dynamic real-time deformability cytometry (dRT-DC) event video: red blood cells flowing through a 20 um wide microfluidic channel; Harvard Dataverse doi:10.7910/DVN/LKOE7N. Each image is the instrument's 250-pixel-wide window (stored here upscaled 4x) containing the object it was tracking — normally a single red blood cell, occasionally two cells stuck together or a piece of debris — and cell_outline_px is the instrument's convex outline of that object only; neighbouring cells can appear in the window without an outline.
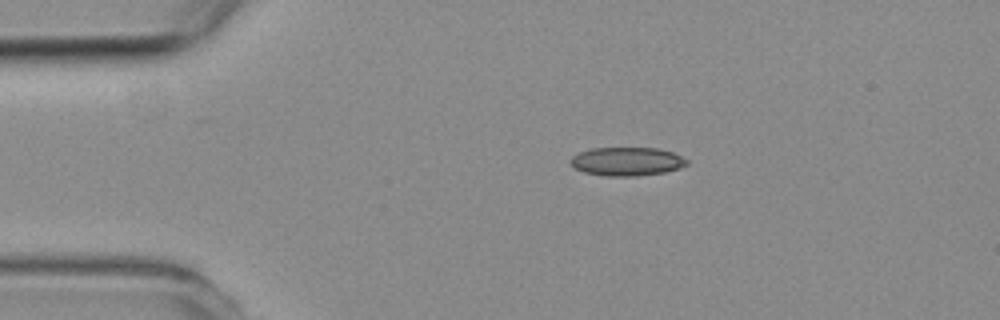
{"species": "common noctule bat (a hibernating species)", "species_latin": "Nyctalus noctula", "temperature_condition": "room temperature", "stored_images_in_passage": 4, "camera_frame_rate_fps": 3000, "um_per_image_px": 0.085, "animal": {"sex": "female", "body_mass_g": 19.3, "forearm_length_mm": 54.1}, "frame": {"image": 1, "passage_image": 1, "time_ms": 0.0, "image_size_px": [1000, 320], "cell_outline_px": [[688, 164], [680, 168], [664, 172], [636, 176], [604, 176], [584, 172], [576, 168], [572, 164], [572, 156], [580, 152], [592, 148], [656, 148], [672, 152], [688, 160]], "centroid_in_image_um": [53.31, 13.73], "position_along_channel_um": 31.7, "area_um2": 19.19}}
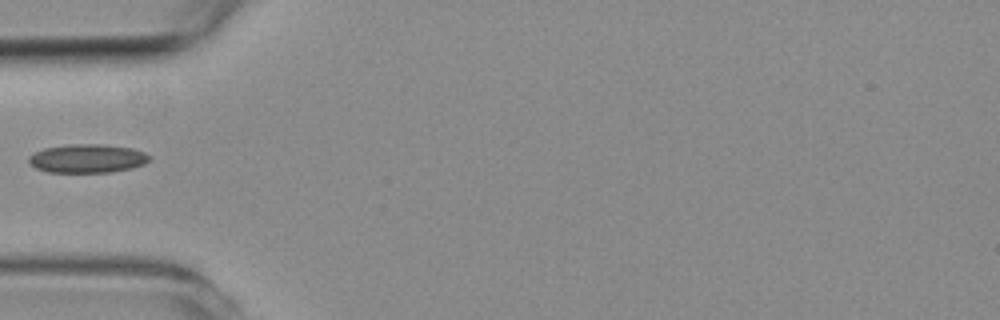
{"frame": {"image": 2, "passage_image": 3, "time_ms": 2.333, "image_size_px": [1000, 320], "cell_outline_px": [[148, 160], [144, 164], [132, 168], [108, 172], [48, 172], [36, 168], [28, 160], [28, 156], [44, 148], [68, 144], [104, 144], [132, 148], [144, 152], [148, 156]], "centroid_in_image_um": [7.41, 13.46], "position_along_channel_um": 77.6, "area_um2": 20.0}}
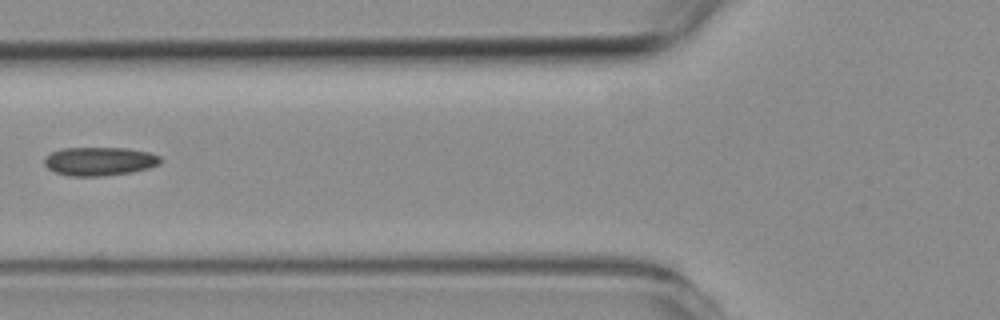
{"frame": {"image": 3, "passage_image": 4, "time_ms": 3.333, "image_size_px": [1000, 320], "cell_outline_px": [[164, 160], [160, 164], [148, 168], [132, 172], [104, 176], [68, 176], [56, 172], [48, 168], [44, 164], [44, 160], [52, 152], [64, 148], [124, 148], [148, 152], [160, 156]], "centroid_in_image_um": [8.49, 13.72], "position_along_channel_um": 117.3, "area_um2": 19.31}}